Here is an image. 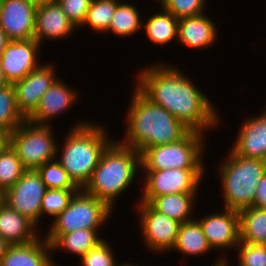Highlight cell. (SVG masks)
Here are the masks:
<instances>
[{
  "instance_id": "obj_3",
  "label": "cell",
  "mask_w": 266,
  "mask_h": 266,
  "mask_svg": "<svg viewBox=\"0 0 266 266\" xmlns=\"http://www.w3.org/2000/svg\"><path fill=\"white\" fill-rule=\"evenodd\" d=\"M78 121L62 138L65 139L60 144L62 147L57 145L56 155L73 183L83 189L98 166L104 150L114 139L110 138L103 123Z\"/></svg>"
},
{
  "instance_id": "obj_2",
  "label": "cell",
  "mask_w": 266,
  "mask_h": 266,
  "mask_svg": "<svg viewBox=\"0 0 266 266\" xmlns=\"http://www.w3.org/2000/svg\"><path fill=\"white\" fill-rule=\"evenodd\" d=\"M126 113L122 144L142 154L147 148L175 143L191 130L165 108L152 103L135 86Z\"/></svg>"
},
{
  "instance_id": "obj_12",
  "label": "cell",
  "mask_w": 266,
  "mask_h": 266,
  "mask_svg": "<svg viewBox=\"0 0 266 266\" xmlns=\"http://www.w3.org/2000/svg\"><path fill=\"white\" fill-rule=\"evenodd\" d=\"M41 47L34 38L10 40L7 43L0 55V63L8 84L22 80L42 64L39 57Z\"/></svg>"
},
{
  "instance_id": "obj_14",
  "label": "cell",
  "mask_w": 266,
  "mask_h": 266,
  "mask_svg": "<svg viewBox=\"0 0 266 266\" xmlns=\"http://www.w3.org/2000/svg\"><path fill=\"white\" fill-rule=\"evenodd\" d=\"M214 250L234 249L240 242L239 213L224 208L223 211L209 213L196 219ZM218 248V249H217Z\"/></svg>"
},
{
  "instance_id": "obj_17",
  "label": "cell",
  "mask_w": 266,
  "mask_h": 266,
  "mask_svg": "<svg viewBox=\"0 0 266 266\" xmlns=\"http://www.w3.org/2000/svg\"><path fill=\"white\" fill-rule=\"evenodd\" d=\"M235 140L231 147L235 154L266 161V109L256 117L245 118Z\"/></svg>"
},
{
  "instance_id": "obj_10",
  "label": "cell",
  "mask_w": 266,
  "mask_h": 266,
  "mask_svg": "<svg viewBox=\"0 0 266 266\" xmlns=\"http://www.w3.org/2000/svg\"><path fill=\"white\" fill-rule=\"evenodd\" d=\"M136 205L139 224L141 227L143 243L149 248L150 252L164 253L173 252L180 227V222L157 212L149 203L140 202ZM138 206V207H137Z\"/></svg>"
},
{
  "instance_id": "obj_11",
  "label": "cell",
  "mask_w": 266,
  "mask_h": 266,
  "mask_svg": "<svg viewBox=\"0 0 266 266\" xmlns=\"http://www.w3.org/2000/svg\"><path fill=\"white\" fill-rule=\"evenodd\" d=\"M46 186L36 170H26L16 183L5 191V203L26 216L37 227Z\"/></svg>"
},
{
  "instance_id": "obj_16",
  "label": "cell",
  "mask_w": 266,
  "mask_h": 266,
  "mask_svg": "<svg viewBox=\"0 0 266 266\" xmlns=\"http://www.w3.org/2000/svg\"><path fill=\"white\" fill-rule=\"evenodd\" d=\"M65 81L58 78L52 86L44 93L39 105L27 118L31 123L38 125H51V119L65 113L78 101V93ZM51 121V122H50Z\"/></svg>"
},
{
  "instance_id": "obj_24",
  "label": "cell",
  "mask_w": 266,
  "mask_h": 266,
  "mask_svg": "<svg viewBox=\"0 0 266 266\" xmlns=\"http://www.w3.org/2000/svg\"><path fill=\"white\" fill-rule=\"evenodd\" d=\"M156 14L148 17L142 29L152 44L164 46L178 40L179 19L163 8Z\"/></svg>"
},
{
  "instance_id": "obj_20",
  "label": "cell",
  "mask_w": 266,
  "mask_h": 266,
  "mask_svg": "<svg viewBox=\"0 0 266 266\" xmlns=\"http://www.w3.org/2000/svg\"><path fill=\"white\" fill-rule=\"evenodd\" d=\"M51 251V244L40 235L32 242L10 245L0 266H56Z\"/></svg>"
},
{
  "instance_id": "obj_43",
  "label": "cell",
  "mask_w": 266,
  "mask_h": 266,
  "mask_svg": "<svg viewBox=\"0 0 266 266\" xmlns=\"http://www.w3.org/2000/svg\"><path fill=\"white\" fill-rule=\"evenodd\" d=\"M7 84L8 82L6 80V77L4 75V72H3V69L0 63V88L6 86Z\"/></svg>"
},
{
  "instance_id": "obj_35",
  "label": "cell",
  "mask_w": 266,
  "mask_h": 266,
  "mask_svg": "<svg viewBox=\"0 0 266 266\" xmlns=\"http://www.w3.org/2000/svg\"><path fill=\"white\" fill-rule=\"evenodd\" d=\"M238 257L237 266H266V245L240 241L235 248Z\"/></svg>"
},
{
  "instance_id": "obj_30",
  "label": "cell",
  "mask_w": 266,
  "mask_h": 266,
  "mask_svg": "<svg viewBox=\"0 0 266 266\" xmlns=\"http://www.w3.org/2000/svg\"><path fill=\"white\" fill-rule=\"evenodd\" d=\"M26 171L16 152L9 145L0 153V188L12 187Z\"/></svg>"
},
{
  "instance_id": "obj_9",
  "label": "cell",
  "mask_w": 266,
  "mask_h": 266,
  "mask_svg": "<svg viewBox=\"0 0 266 266\" xmlns=\"http://www.w3.org/2000/svg\"><path fill=\"white\" fill-rule=\"evenodd\" d=\"M143 171L140 202L149 203L154 197L165 194L198 192L206 169H165ZM145 173V174H144ZM145 175V176H144Z\"/></svg>"
},
{
  "instance_id": "obj_18",
  "label": "cell",
  "mask_w": 266,
  "mask_h": 266,
  "mask_svg": "<svg viewBox=\"0 0 266 266\" xmlns=\"http://www.w3.org/2000/svg\"><path fill=\"white\" fill-rule=\"evenodd\" d=\"M77 28L68 19L58 3L37 7L34 39L41 45L44 40H61L72 36Z\"/></svg>"
},
{
  "instance_id": "obj_41",
  "label": "cell",
  "mask_w": 266,
  "mask_h": 266,
  "mask_svg": "<svg viewBox=\"0 0 266 266\" xmlns=\"http://www.w3.org/2000/svg\"><path fill=\"white\" fill-rule=\"evenodd\" d=\"M10 245L11 244H9L4 238L0 236V260L2 256L7 252Z\"/></svg>"
},
{
  "instance_id": "obj_27",
  "label": "cell",
  "mask_w": 266,
  "mask_h": 266,
  "mask_svg": "<svg viewBox=\"0 0 266 266\" xmlns=\"http://www.w3.org/2000/svg\"><path fill=\"white\" fill-rule=\"evenodd\" d=\"M122 0L117 6L109 28L104 33H113L115 36L130 37L141 31L143 21L141 13L135 4Z\"/></svg>"
},
{
  "instance_id": "obj_31",
  "label": "cell",
  "mask_w": 266,
  "mask_h": 266,
  "mask_svg": "<svg viewBox=\"0 0 266 266\" xmlns=\"http://www.w3.org/2000/svg\"><path fill=\"white\" fill-rule=\"evenodd\" d=\"M41 176L46 188L49 189H79L70 179L57 159L47 162L36 170Z\"/></svg>"
},
{
  "instance_id": "obj_8",
  "label": "cell",
  "mask_w": 266,
  "mask_h": 266,
  "mask_svg": "<svg viewBox=\"0 0 266 266\" xmlns=\"http://www.w3.org/2000/svg\"><path fill=\"white\" fill-rule=\"evenodd\" d=\"M50 125H38L27 119L10 133V146L26 170H37L57 159L58 141Z\"/></svg>"
},
{
  "instance_id": "obj_15",
  "label": "cell",
  "mask_w": 266,
  "mask_h": 266,
  "mask_svg": "<svg viewBox=\"0 0 266 266\" xmlns=\"http://www.w3.org/2000/svg\"><path fill=\"white\" fill-rule=\"evenodd\" d=\"M37 7L30 0H5L0 6V28L9 40L34 38Z\"/></svg>"
},
{
  "instance_id": "obj_22",
  "label": "cell",
  "mask_w": 266,
  "mask_h": 266,
  "mask_svg": "<svg viewBox=\"0 0 266 266\" xmlns=\"http://www.w3.org/2000/svg\"><path fill=\"white\" fill-rule=\"evenodd\" d=\"M198 192L165 194L154 197L149 204L157 211L181 224L191 221ZM194 207V208H193Z\"/></svg>"
},
{
  "instance_id": "obj_7",
  "label": "cell",
  "mask_w": 266,
  "mask_h": 266,
  "mask_svg": "<svg viewBox=\"0 0 266 266\" xmlns=\"http://www.w3.org/2000/svg\"><path fill=\"white\" fill-rule=\"evenodd\" d=\"M204 138L205 134L190 131L178 142L147 148L141 154V170L206 169Z\"/></svg>"
},
{
  "instance_id": "obj_40",
  "label": "cell",
  "mask_w": 266,
  "mask_h": 266,
  "mask_svg": "<svg viewBox=\"0 0 266 266\" xmlns=\"http://www.w3.org/2000/svg\"><path fill=\"white\" fill-rule=\"evenodd\" d=\"M225 254H227L226 251H225L224 255H223V253L220 254L221 256L219 258L217 257L216 261L211 266H230L227 263L228 259L226 258L227 255H225Z\"/></svg>"
},
{
  "instance_id": "obj_29",
  "label": "cell",
  "mask_w": 266,
  "mask_h": 266,
  "mask_svg": "<svg viewBox=\"0 0 266 266\" xmlns=\"http://www.w3.org/2000/svg\"><path fill=\"white\" fill-rule=\"evenodd\" d=\"M26 118L18 110L13 84L0 88V128L10 132L19 127Z\"/></svg>"
},
{
  "instance_id": "obj_46",
  "label": "cell",
  "mask_w": 266,
  "mask_h": 266,
  "mask_svg": "<svg viewBox=\"0 0 266 266\" xmlns=\"http://www.w3.org/2000/svg\"><path fill=\"white\" fill-rule=\"evenodd\" d=\"M5 0H0V6H1V4L4 2Z\"/></svg>"
},
{
  "instance_id": "obj_6",
  "label": "cell",
  "mask_w": 266,
  "mask_h": 266,
  "mask_svg": "<svg viewBox=\"0 0 266 266\" xmlns=\"http://www.w3.org/2000/svg\"><path fill=\"white\" fill-rule=\"evenodd\" d=\"M113 212L105 202L80 189L71 198L68 206L52 219L46 236H43L52 244L63 233L78 229H100L110 220Z\"/></svg>"
},
{
  "instance_id": "obj_25",
  "label": "cell",
  "mask_w": 266,
  "mask_h": 266,
  "mask_svg": "<svg viewBox=\"0 0 266 266\" xmlns=\"http://www.w3.org/2000/svg\"><path fill=\"white\" fill-rule=\"evenodd\" d=\"M100 229H78L61 234L52 244V251L63 250L81 258L103 240L99 237Z\"/></svg>"
},
{
  "instance_id": "obj_36",
  "label": "cell",
  "mask_w": 266,
  "mask_h": 266,
  "mask_svg": "<svg viewBox=\"0 0 266 266\" xmlns=\"http://www.w3.org/2000/svg\"><path fill=\"white\" fill-rule=\"evenodd\" d=\"M92 0H58L57 3L62 8L68 19L76 28L82 25L86 13Z\"/></svg>"
},
{
  "instance_id": "obj_44",
  "label": "cell",
  "mask_w": 266,
  "mask_h": 266,
  "mask_svg": "<svg viewBox=\"0 0 266 266\" xmlns=\"http://www.w3.org/2000/svg\"><path fill=\"white\" fill-rule=\"evenodd\" d=\"M5 204V190L0 188V209Z\"/></svg>"
},
{
  "instance_id": "obj_13",
  "label": "cell",
  "mask_w": 266,
  "mask_h": 266,
  "mask_svg": "<svg viewBox=\"0 0 266 266\" xmlns=\"http://www.w3.org/2000/svg\"><path fill=\"white\" fill-rule=\"evenodd\" d=\"M55 65L41 64L13 84L18 110L27 119L39 105L44 93L58 79Z\"/></svg>"
},
{
  "instance_id": "obj_38",
  "label": "cell",
  "mask_w": 266,
  "mask_h": 266,
  "mask_svg": "<svg viewBox=\"0 0 266 266\" xmlns=\"http://www.w3.org/2000/svg\"><path fill=\"white\" fill-rule=\"evenodd\" d=\"M10 131L0 128V153L10 145Z\"/></svg>"
},
{
  "instance_id": "obj_45",
  "label": "cell",
  "mask_w": 266,
  "mask_h": 266,
  "mask_svg": "<svg viewBox=\"0 0 266 266\" xmlns=\"http://www.w3.org/2000/svg\"><path fill=\"white\" fill-rule=\"evenodd\" d=\"M116 266H139V265H136V263L135 264H132V263H123V264H119L118 262H117V264H116Z\"/></svg>"
},
{
  "instance_id": "obj_21",
  "label": "cell",
  "mask_w": 266,
  "mask_h": 266,
  "mask_svg": "<svg viewBox=\"0 0 266 266\" xmlns=\"http://www.w3.org/2000/svg\"><path fill=\"white\" fill-rule=\"evenodd\" d=\"M37 226L6 203L0 209V236L9 244H26L40 235Z\"/></svg>"
},
{
  "instance_id": "obj_33",
  "label": "cell",
  "mask_w": 266,
  "mask_h": 266,
  "mask_svg": "<svg viewBox=\"0 0 266 266\" xmlns=\"http://www.w3.org/2000/svg\"><path fill=\"white\" fill-rule=\"evenodd\" d=\"M207 0H158L161 8L170 12L176 18L197 16L207 12Z\"/></svg>"
},
{
  "instance_id": "obj_37",
  "label": "cell",
  "mask_w": 266,
  "mask_h": 266,
  "mask_svg": "<svg viewBox=\"0 0 266 266\" xmlns=\"http://www.w3.org/2000/svg\"><path fill=\"white\" fill-rule=\"evenodd\" d=\"M253 206L266 209V172L257 185Z\"/></svg>"
},
{
  "instance_id": "obj_19",
  "label": "cell",
  "mask_w": 266,
  "mask_h": 266,
  "mask_svg": "<svg viewBox=\"0 0 266 266\" xmlns=\"http://www.w3.org/2000/svg\"><path fill=\"white\" fill-rule=\"evenodd\" d=\"M206 12L197 16L179 18L178 42L189 49H206L214 45L219 32Z\"/></svg>"
},
{
  "instance_id": "obj_34",
  "label": "cell",
  "mask_w": 266,
  "mask_h": 266,
  "mask_svg": "<svg viewBox=\"0 0 266 266\" xmlns=\"http://www.w3.org/2000/svg\"><path fill=\"white\" fill-rule=\"evenodd\" d=\"M111 244L102 240L95 247L89 250L80 258L79 264L81 266H116V257Z\"/></svg>"
},
{
  "instance_id": "obj_42",
  "label": "cell",
  "mask_w": 266,
  "mask_h": 266,
  "mask_svg": "<svg viewBox=\"0 0 266 266\" xmlns=\"http://www.w3.org/2000/svg\"><path fill=\"white\" fill-rule=\"evenodd\" d=\"M36 7L56 4L58 0H30Z\"/></svg>"
},
{
  "instance_id": "obj_5",
  "label": "cell",
  "mask_w": 266,
  "mask_h": 266,
  "mask_svg": "<svg viewBox=\"0 0 266 266\" xmlns=\"http://www.w3.org/2000/svg\"><path fill=\"white\" fill-rule=\"evenodd\" d=\"M220 163L224 208L241 211L253 206L256 188L266 172V161L245 158L231 149Z\"/></svg>"
},
{
  "instance_id": "obj_4",
  "label": "cell",
  "mask_w": 266,
  "mask_h": 266,
  "mask_svg": "<svg viewBox=\"0 0 266 266\" xmlns=\"http://www.w3.org/2000/svg\"><path fill=\"white\" fill-rule=\"evenodd\" d=\"M138 171H141V154L119 139L113 140L82 190L114 210L116 199L130 188Z\"/></svg>"
},
{
  "instance_id": "obj_32",
  "label": "cell",
  "mask_w": 266,
  "mask_h": 266,
  "mask_svg": "<svg viewBox=\"0 0 266 266\" xmlns=\"http://www.w3.org/2000/svg\"><path fill=\"white\" fill-rule=\"evenodd\" d=\"M80 189H49L47 188L42 199L41 216L48 215L54 219L69 204L71 198ZM45 214V215H43Z\"/></svg>"
},
{
  "instance_id": "obj_26",
  "label": "cell",
  "mask_w": 266,
  "mask_h": 266,
  "mask_svg": "<svg viewBox=\"0 0 266 266\" xmlns=\"http://www.w3.org/2000/svg\"><path fill=\"white\" fill-rule=\"evenodd\" d=\"M238 213L240 241L266 245V209L252 206Z\"/></svg>"
},
{
  "instance_id": "obj_28",
  "label": "cell",
  "mask_w": 266,
  "mask_h": 266,
  "mask_svg": "<svg viewBox=\"0 0 266 266\" xmlns=\"http://www.w3.org/2000/svg\"><path fill=\"white\" fill-rule=\"evenodd\" d=\"M122 0H92L86 17L79 28L90 27L94 32H104L109 28L116 6Z\"/></svg>"
},
{
  "instance_id": "obj_1",
  "label": "cell",
  "mask_w": 266,
  "mask_h": 266,
  "mask_svg": "<svg viewBox=\"0 0 266 266\" xmlns=\"http://www.w3.org/2000/svg\"><path fill=\"white\" fill-rule=\"evenodd\" d=\"M138 70L134 86L152 103L165 108L191 131L217 128L220 111L212 100L180 68L169 63H153Z\"/></svg>"
},
{
  "instance_id": "obj_23",
  "label": "cell",
  "mask_w": 266,
  "mask_h": 266,
  "mask_svg": "<svg viewBox=\"0 0 266 266\" xmlns=\"http://www.w3.org/2000/svg\"><path fill=\"white\" fill-rule=\"evenodd\" d=\"M172 250L186 256L200 257L210 254L213 249L195 218L180 224L177 241Z\"/></svg>"
},
{
  "instance_id": "obj_39",
  "label": "cell",
  "mask_w": 266,
  "mask_h": 266,
  "mask_svg": "<svg viewBox=\"0 0 266 266\" xmlns=\"http://www.w3.org/2000/svg\"><path fill=\"white\" fill-rule=\"evenodd\" d=\"M9 41L10 40L7 38L4 31L0 28V55L2 54L3 50L5 49Z\"/></svg>"
}]
</instances>
